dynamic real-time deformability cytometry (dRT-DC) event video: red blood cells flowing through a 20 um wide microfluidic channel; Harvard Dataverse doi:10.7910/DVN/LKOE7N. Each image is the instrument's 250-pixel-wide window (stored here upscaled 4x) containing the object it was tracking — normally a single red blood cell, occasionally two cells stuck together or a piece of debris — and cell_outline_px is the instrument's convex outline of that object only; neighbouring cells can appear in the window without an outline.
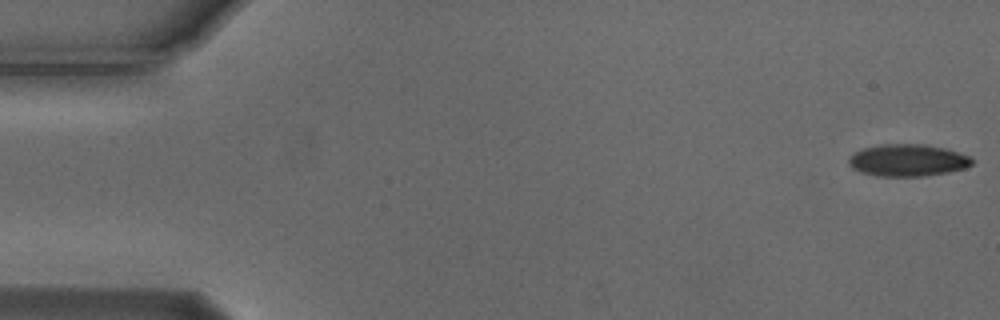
{"species": "Egyptian fruit bat (a non-hibernating species)", "species_latin": "Rousettus aegyptiacus", "temperature_condition": "cold", "stored_images_in_passage": 55, "camera_frame_rate_fps": 3000, "um_per_image_px": 0.085, "animal": {"sex": "male"}, "frame": {"image": 1, "passage_image": 1, "time_ms": 0.0, "image_size_px": [1000, 320], "cell_outline_px": [[972, 164], [964, 168], [948, 172], [924, 176], [876, 176], [860, 172], [852, 168], [848, 164], [848, 160], [856, 152], [864, 148], [880, 144], [924, 144], [944, 148], [968, 156], [972, 160]], "centroid_in_image_um": [77.12, 13.63], "position_along_channel_um": 7.9, "area_um2": 22.83}}
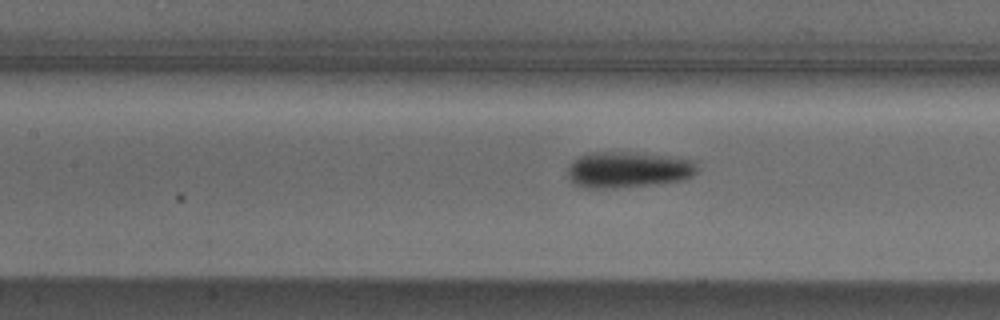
{"frame": {"image": 2, "passage_image": 24, "time_ms": 7.667, "image_size_px": [1000, 320], "cell_outline_px": [[696, 172], [692, 176], [680, 180], [616, 188], [584, 188], [572, 184], [568, 176], [568, 168], [580, 156], [588, 152], [632, 152], [672, 156], [696, 160]], "centroid_in_image_um": [53.37, 14.41], "position_along_channel_um": 154.0, "area_um2": 27.17}}
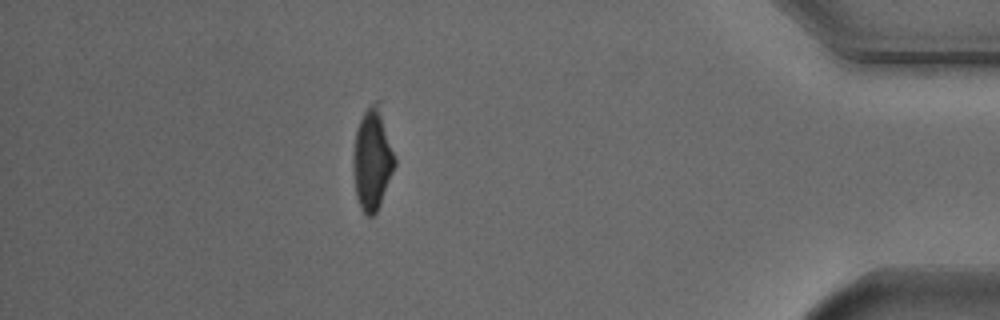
{"frame": {"image": 3, "passage_image": 48, "time_ms": 15.667, "image_size_px": [1000, 320], "cell_outline_px": [[396, 164], [380, 204], [376, 212], [372, 216], [368, 216], [360, 208], [356, 196], [352, 168], [352, 160], [356, 132], [360, 120], [364, 112], [376, 100], [380, 100], [396, 160]], "centroid_in_image_um": [31.65, 13.52], "position_along_channel_um": 403.5, "area_um2": 24.74}, "authors_computed_cell_mechanics": {"area_um2": 24.6806, "velocity_mm_per_s": 3.7294, "shape_relaxation_time_tau1_ms": 2.9698, "shape_relaxation_time_tau2_ms": 2.9605, "deformation_change_tau1": 0.1273, "deformation_change_tau2": 0.0765}}